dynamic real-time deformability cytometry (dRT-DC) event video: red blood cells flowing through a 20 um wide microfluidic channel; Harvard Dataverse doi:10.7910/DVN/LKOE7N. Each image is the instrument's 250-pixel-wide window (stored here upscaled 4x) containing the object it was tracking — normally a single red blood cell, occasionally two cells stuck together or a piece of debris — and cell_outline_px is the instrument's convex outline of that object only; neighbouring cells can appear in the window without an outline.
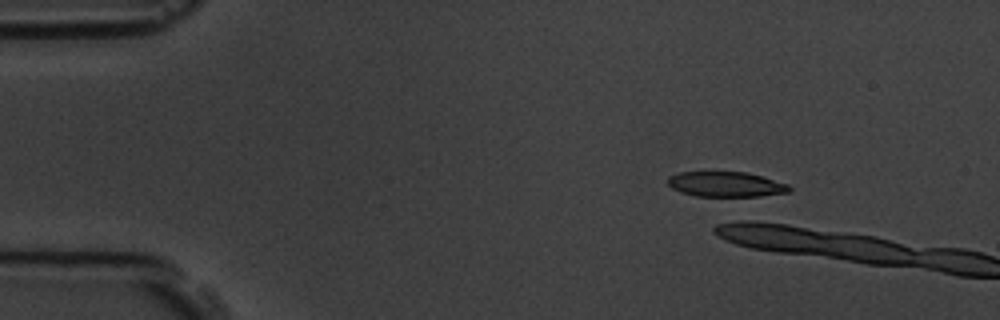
{"species": "common noctule bat (a hibernating species)", "species_latin": "Nyctalus noctula", "temperature_condition": "room temperature", "stored_images_in_passage": 7, "camera_frame_rate_fps": 3000, "um_per_image_px": 0.085, "animal": {"sex": "male", "body_mass_g": 19.5, "forearm_length_mm": 54.6}, "frame": {"image": 1, "passage_image": 3, "time_ms": 2.0, "image_size_px": [1000, 320], "cell_outline_px": [[792, 192], [760, 196], [696, 196], [680, 192], [672, 188], [668, 184], [668, 176], [680, 172], [748, 172], [788, 184], [792, 188]], "centroid_in_image_um": [61.72, 15.66], "position_along_channel_um": 23.3, "area_um2": 17.86}}